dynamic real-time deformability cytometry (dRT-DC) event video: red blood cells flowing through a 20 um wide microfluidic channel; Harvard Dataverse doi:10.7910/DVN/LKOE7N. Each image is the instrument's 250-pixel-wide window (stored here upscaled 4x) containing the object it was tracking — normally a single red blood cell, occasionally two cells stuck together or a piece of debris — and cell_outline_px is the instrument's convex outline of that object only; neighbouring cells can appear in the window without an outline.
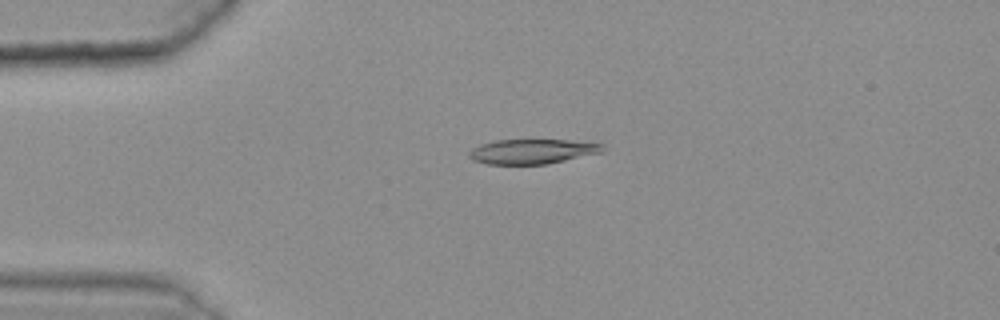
{"species": "common noctule bat (a hibernating species)", "species_latin": "Nyctalus noctula", "temperature_condition": "warm", "stored_images_in_passage": 49, "camera_frame_rate_fps": 3000, "um_per_image_px": 0.085, "animal": {"sex": "female", "body_mass_g": 25.1}, "frame": {"image": 1, "passage_image": 13, "time_ms": 4.0, "image_size_px": [1000, 320], "cell_outline_px": [[604, 152], [548, 164], [488, 164], [472, 160], [468, 156], [468, 152], [472, 148], [480, 144], [496, 140], [568, 140], [604, 144]], "centroid_in_image_um": [45.24, 12.87], "position_along_channel_um": 39.8, "area_um2": 19.36}}
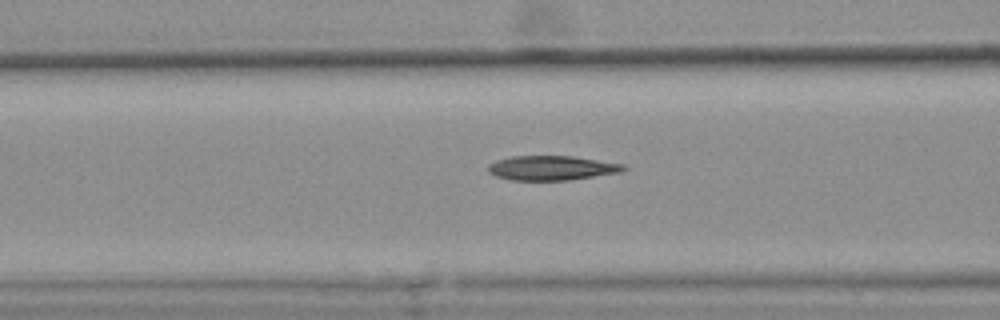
{"frame": {"image": 2, "passage_image": 22, "time_ms": 7.0, "image_size_px": [1000, 320], "cell_outline_px": [[628, 168], [620, 172], [568, 180], [508, 180], [496, 176], [488, 172], [488, 164], [496, 160], [512, 156], [572, 156], [624, 164]], "centroid_in_image_um": [46.86, 14.27], "position_along_channel_um": 119.7, "area_um2": 19.31}}
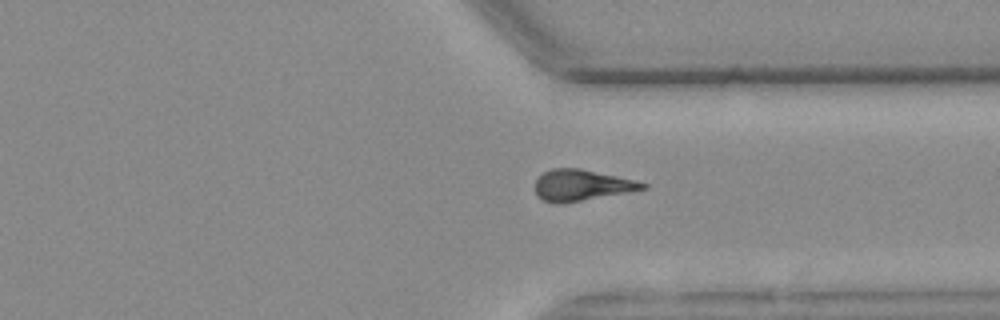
{"frame": {"image": 3, "passage_image": 42, "time_ms": 13.667, "image_size_px": [1000, 320], "cell_outline_px": [[648, 188], [580, 200], [556, 204], [552, 204], [536, 196], [536, 180], [544, 172], [552, 168], [580, 168], [636, 180], [648, 184]], "centroid_in_image_um": [49.42, 15.73], "position_along_channel_um": 362.0, "area_um2": 19.19}, "authors_computed_cell_mechanics": {"area_um2": 19.7676, "velocity_mm_per_s": 3.6324, "shape_relaxation_time_tau1_ms": null, "shape_relaxation_time_tau2_ms": 5.232, "deformation_change_tau1": null, "deformation_change_tau2": 0.1476}}